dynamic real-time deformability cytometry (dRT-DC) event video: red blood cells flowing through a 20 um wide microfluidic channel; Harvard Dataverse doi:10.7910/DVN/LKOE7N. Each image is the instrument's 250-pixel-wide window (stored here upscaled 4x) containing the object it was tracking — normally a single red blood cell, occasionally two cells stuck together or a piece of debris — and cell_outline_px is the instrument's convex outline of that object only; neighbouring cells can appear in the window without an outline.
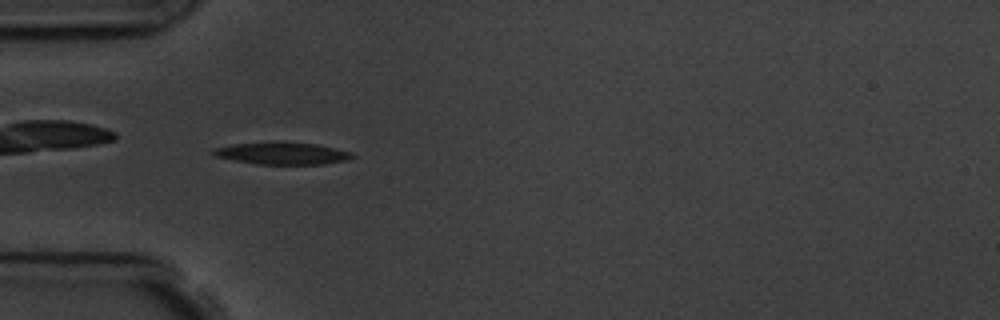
{"species": "common noctule bat (a hibernating species)", "species_latin": "Nyctalus noctula", "temperature_condition": "room temperature", "stored_images_in_passage": 12, "camera_frame_rate_fps": 3000, "um_per_image_px": 0.085, "animal": {"sex": "male", "body_mass_g": 19.5, "forearm_length_mm": 54.6}, "frame": {"image": 1, "passage_image": 6, "time_ms": 5.667, "image_size_px": [1000, 320], "cell_outline_px": [[356, 156], [348, 160], [324, 164], [256, 164], [216, 156], [208, 152], [212, 148], [232, 144], [276, 140], [284, 140], [316, 144], [352, 152]], "centroid_in_image_um": [23.96, 13.0], "position_along_channel_um": 61.0, "area_um2": 18.5}}